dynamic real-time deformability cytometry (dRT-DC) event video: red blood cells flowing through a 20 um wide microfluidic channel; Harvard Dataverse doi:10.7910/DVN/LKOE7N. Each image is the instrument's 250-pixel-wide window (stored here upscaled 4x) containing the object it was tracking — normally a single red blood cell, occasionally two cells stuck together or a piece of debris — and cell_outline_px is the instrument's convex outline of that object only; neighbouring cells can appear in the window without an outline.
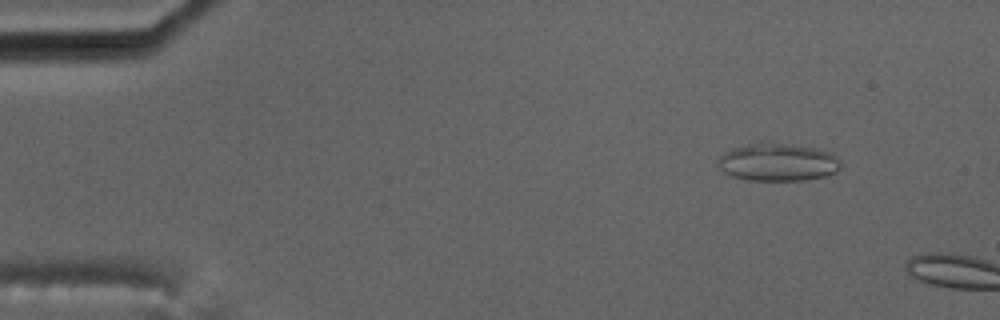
{"species": "common noctule bat (a hibernating species)", "species_latin": "Nyctalus noctula", "temperature_condition": "cold", "stored_images_in_passage": 4, "camera_frame_rate_fps": 3000, "um_per_image_px": 0.085, "animal": {"sex": "male", "body_mass_g": 17.5, "forearm_length_mm": 52.3}, "frame": {"image": 1, "passage_image": 1, "time_ms": 0.0, "image_size_px": [1000, 320], "cell_outline_px": [[840, 168], [836, 172], [824, 176], [804, 180], [748, 180], [732, 176], [724, 172], [716, 164], [716, 160], [724, 152], [732, 148], [748, 144], [768, 140], [812, 148], [828, 152], [836, 156], [840, 160]], "centroid_in_image_um": [66.06, 13.77], "position_along_channel_um": 18.9, "area_um2": 27.22}}